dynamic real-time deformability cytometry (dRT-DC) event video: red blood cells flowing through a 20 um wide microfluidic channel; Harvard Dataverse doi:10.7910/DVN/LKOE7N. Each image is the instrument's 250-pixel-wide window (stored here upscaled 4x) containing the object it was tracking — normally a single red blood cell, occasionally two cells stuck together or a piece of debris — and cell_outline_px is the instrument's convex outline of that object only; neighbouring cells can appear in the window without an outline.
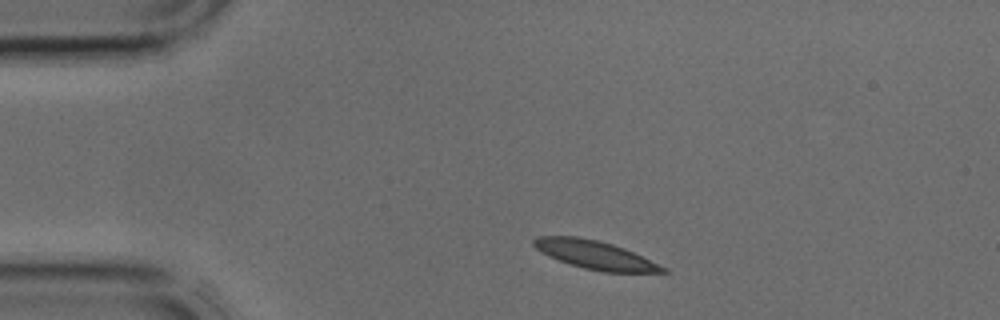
{"species": "common noctule bat (a hibernating species)", "species_latin": "Nyctalus noctula", "temperature_condition": "cold", "stored_images_in_passage": 3, "segment_of_instrument_passage": [1, 2], "camera_frame_rate_fps": 3000, "um_per_image_px": 0.085, "animal": {"sex": "male", "body_mass_g": 17.9, "forearm_length_mm": 54.2}, "frame": {"image": 1, "passage_image": 1, "time_ms": 0.0, "image_size_px": [1000, 320], "cell_outline_px": [[668, 272], [604, 272], [584, 268], [548, 256], [540, 252], [532, 244], [532, 240], [536, 236], [576, 236], [596, 240], [612, 244], [624, 248], [668, 268]], "centroid_in_image_um": [50.56, 21.66], "position_along_channel_um": 34.4, "area_um2": 21.15}}